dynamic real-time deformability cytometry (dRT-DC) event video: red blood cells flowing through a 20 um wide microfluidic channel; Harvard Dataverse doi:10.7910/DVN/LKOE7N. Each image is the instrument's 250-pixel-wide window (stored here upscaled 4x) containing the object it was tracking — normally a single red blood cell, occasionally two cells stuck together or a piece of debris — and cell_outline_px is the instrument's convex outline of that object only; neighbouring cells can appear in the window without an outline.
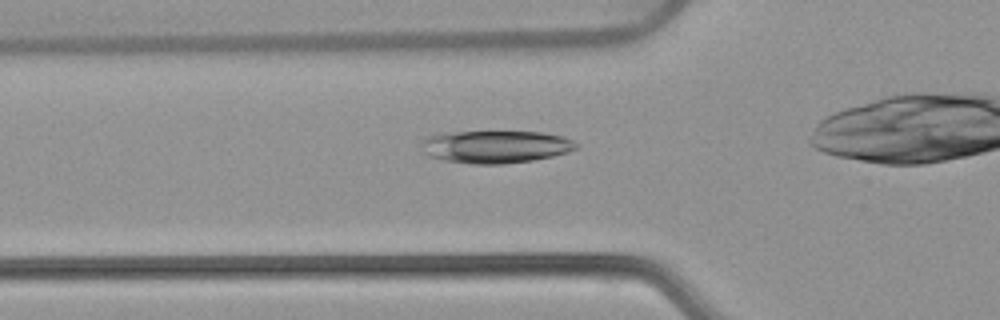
{"species": "common noctule bat (a hibernating species)", "species_latin": "Nyctalus noctula", "temperature_condition": "warm", "stored_images_in_passage": 31, "camera_frame_rate_fps": 3000, "um_per_image_px": 0.085, "animal": {"sex": "female", "body_mass_g": 22.7, "forearm_length_mm": 54.2}, "frame": {"image": 1, "passage_image": 4, "time_ms": 1.0, "image_size_px": [1000, 320], "cell_outline_px": [[580, 148], [568, 152], [552, 156], [532, 160], [504, 164], [472, 164], [444, 160], [428, 156], [424, 152], [420, 144], [424, 136], [440, 132], [544, 132], [564, 136], [580, 144]], "centroid_in_image_um": [42.11, 12.46], "position_along_channel_um": 83.7, "area_um2": 29.82}}
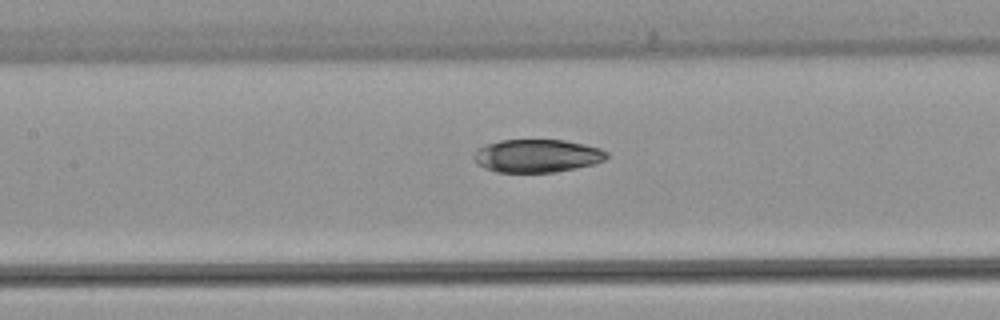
{"frame": {"image": 2, "passage_image": 10, "time_ms": 3.0, "image_size_px": [1000, 320], "cell_outline_px": [[608, 156], [604, 160], [596, 164], [556, 172], [496, 172], [484, 168], [476, 164], [472, 156], [484, 144], [500, 140], [564, 140], [584, 144], [600, 148], [608, 152]], "centroid_in_image_um": [45.65, 13.25], "position_along_channel_um": 161.8, "area_um2": 25.78}}
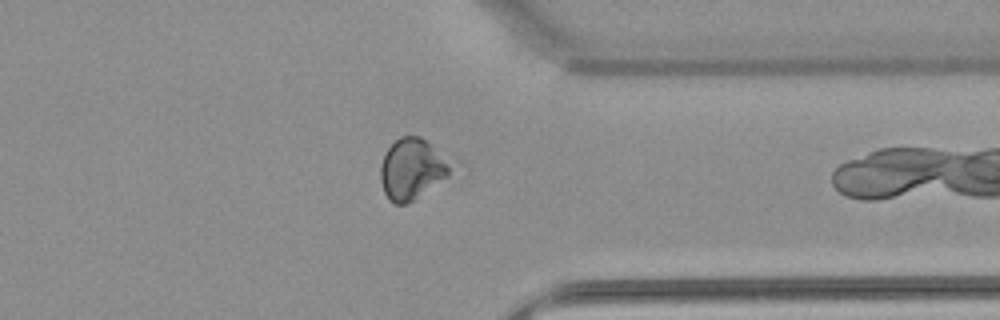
{"frame": {"image": 3, "passage_image": 27, "time_ms": 8.667, "image_size_px": [1000, 320], "cell_outline_px": [[456, 168], [448, 176], [412, 200], [404, 204], [396, 204], [388, 200], [384, 192], [380, 180], [380, 164], [388, 148], [400, 136], [420, 136]], "centroid_in_image_um": [34.99, 14.37], "position_along_channel_um": 376.4, "area_um2": 24.51}, "authors_computed_cell_mechanics": {"area_um2": 25.9522, "velocity_mm_per_s": 3.8696, "shape_relaxation_time_tau1_ms": 6.2127, "shape_relaxation_time_tau2_ms": null, "deformation_change_tau1": 0.2226, "deformation_change_tau2": null}}